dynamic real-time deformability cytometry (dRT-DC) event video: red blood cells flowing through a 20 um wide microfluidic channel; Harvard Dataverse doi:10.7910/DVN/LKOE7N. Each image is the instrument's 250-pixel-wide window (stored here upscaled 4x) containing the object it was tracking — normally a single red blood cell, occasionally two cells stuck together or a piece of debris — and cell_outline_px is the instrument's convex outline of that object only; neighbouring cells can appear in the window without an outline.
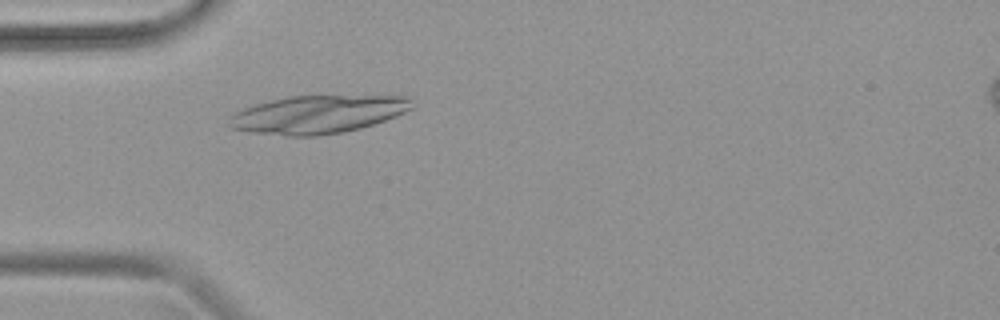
{"species": "common noctule bat (a hibernating species)", "species_latin": "Nyctalus noctula", "temperature_condition": "warm", "stored_images_in_passage": 44, "camera_frame_rate_fps": 3000, "um_per_image_px": 0.085, "animal": {"sex": "female", "body_mass_g": 19.9}, "frame": {"image": 1, "passage_image": 11, "time_ms": 3.333, "image_size_px": [1000, 320], "cell_outline_px": [[412, 108], [396, 116], [360, 128], [344, 132], [320, 136], [288, 136], [252, 132], [232, 128], [228, 124], [228, 116], [244, 108], [268, 100], [288, 96], [412, 96]], "centroid_in_image_um": [26.99, 9.72], "position_along_channel_um": 58.0, "area_um2": 40.52}}
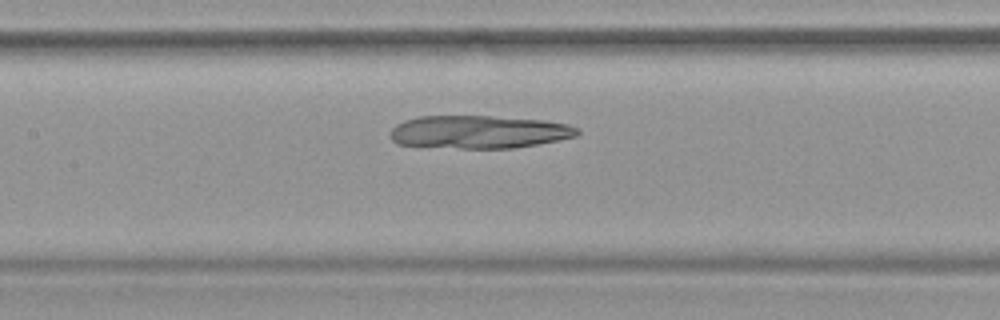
{"frame": {"image": 2, "passage_image": 19, "time_ms": 6.0, "image_size_px": [1000, 320], "cell_outline_px": [[580, 132], [576, 136], [560, 140], [512, 148], [460, 148], [396, 144], [392, 140], [392, 128], [396, 124], [404, 120], [420, 116], [488, 116], [544, 120], [568, 124], [580, 128]], "centroid_in_image_um": [40.74, 11.21], "position_along_channel_um": 166.7, "area_um2": 35.84}}
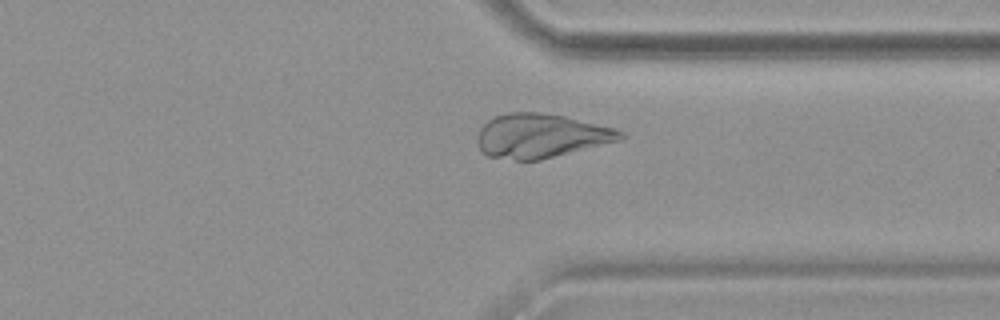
{"frame": {"image": 3, "passage_image": 33, "time_ms": 10.667, "image_size_px": [1000, 320], "cell_outline_px": [[624, 136], [620, 140], [540, 160], [516, 160], [488, 156], [480, 152], [476, 140], [476, 136], [480, 128], [492, 116], [508, 112], [540, 112], [564, 116], [616, 128], [624, 132]], "centroid_in_image_um": [45.93, 11.54], "position_along_channel_um": 365.5, "area_um2": 36.93}}